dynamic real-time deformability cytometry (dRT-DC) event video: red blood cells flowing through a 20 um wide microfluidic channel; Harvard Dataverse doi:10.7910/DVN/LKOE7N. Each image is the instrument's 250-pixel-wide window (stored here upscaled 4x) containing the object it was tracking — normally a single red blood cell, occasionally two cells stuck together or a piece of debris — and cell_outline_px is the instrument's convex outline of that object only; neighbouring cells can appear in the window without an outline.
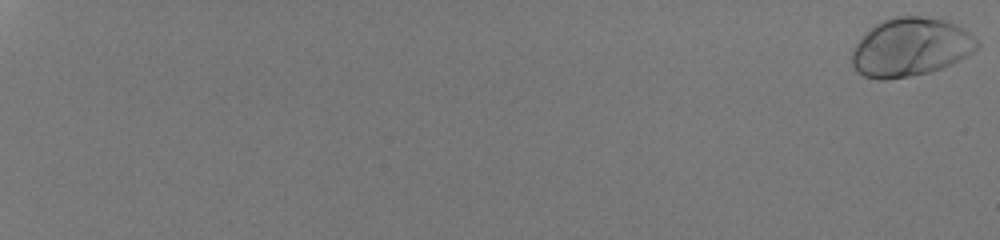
{"species": "human", "species_latin": "Homo sapiens", "temperature_condition": "room temperature", "stored_images_in_passage": 55, "camera_frame_rate_fps": 3000, "um_per_image_px": 0.085, "donor": {"sex": "male"}, "frame": {"image": 1, "passage_image": 1, "time_ms": 0.0, "image_size_px": [1000, 240], "cell_outline_px": [[980, 44], [972, 52], [960, 60], [952, 64], [928, 72], [908, 76], [884, 80], [880, 80], [864, 76], [856, 72], [852, 68], [852, 48], [876, 24], [892, 16], [920, 16], [944, 20], [968, 32], [980, 40]], "centroid_in_image_um": [77.39, 4.02], "position_along_channel_um": 7.6, "area_um2": 42.31}}
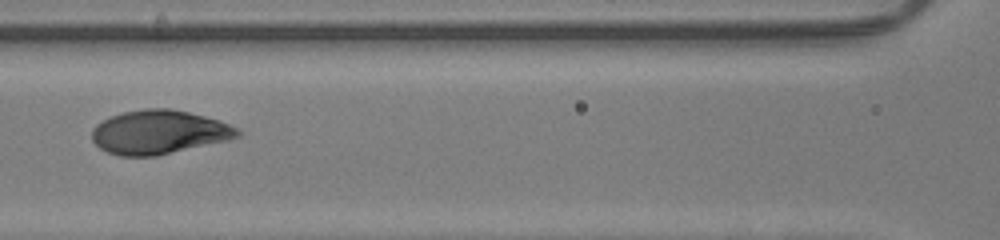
{"frame": {"image": 2, "passage_image": 32, "time_ms": 10.333, "image_size_px": [1000, 240], "cell_outline_px": [[244, 132], [240, 136], [228, 140], [156, 156], [120, 156], [108, 152], [100, 148], [92, 140], [92, 128], [96, 124], [112, 116], [124, 112], [144, 108], [168, 108], [188, 112], [204, 116], [228, 124]], "centroid_in_image_um": [13.51, 11.24], "position_along_channel_um": 153.1, "area_um2": 37.05}}
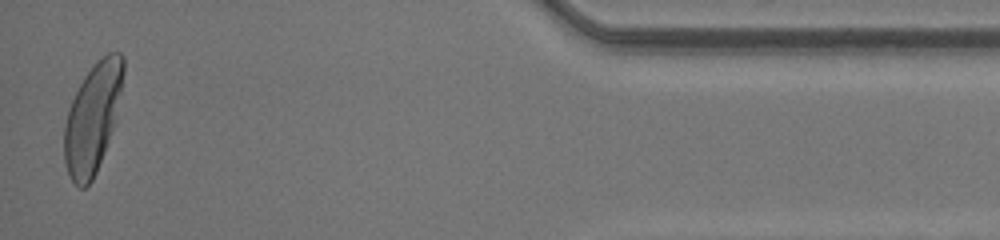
{"frame": {"image": 3, "passage_image": 55, "time_ms": 18.0, "image_size_px": [1000, 240], "cell_outline_px": [[124, 72], [116, 124], [96, 172], [92, 180], [84, 188], [80, 188], [72, 180], [68, 172], [64, 160], [64, 124], [68, 108], [84, 76], [108, 52], [120, 52], [124, 56]], "centroid_in_image_um": [7.89, 10.03], "position_along_channel_um": 427.3, "area_um2": 37.57}, "authors_computed_cell_mechanics": {"area_um2": 37.9168, "velocity_mm_per_s": 4.2478, "shape_relaxation_time_tau1_ms": 1.9705, "shape_relaxation_time_tau2_ms": null, "deformation_change_tau1": 0.1771, "deformation_change_tau2": null}}